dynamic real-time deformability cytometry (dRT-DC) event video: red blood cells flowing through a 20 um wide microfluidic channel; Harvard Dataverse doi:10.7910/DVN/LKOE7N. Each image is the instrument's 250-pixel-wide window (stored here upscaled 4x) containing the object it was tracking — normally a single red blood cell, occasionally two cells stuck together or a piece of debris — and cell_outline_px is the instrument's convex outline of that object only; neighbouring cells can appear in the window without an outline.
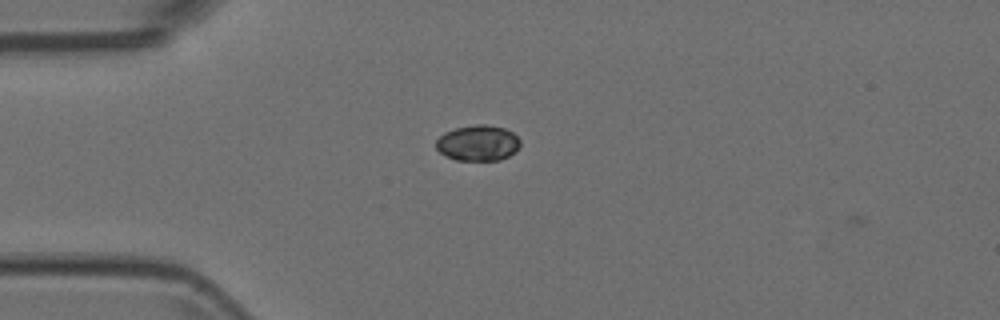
{"species": "Egyptian fruit bat (a non-hibernating species)", "species_latin": "Rousettus aegyptiacus", "temperature_condition": "room temperature", "stored_images_in_passage": 3, "camera_frame_rate_fps": 3000, "um_per_image_px": 0.085, "animal": {"sex": "female"}, "frame": {"image": 1, "passage_image": 1, "time_ms": 0.0, "image_size_px": [1000, 320], "cell_outline_px": [[520, 148], [516, 152], [500, 160], [456, 160], [444, 156], [436, 148], [436, 140], [444, 132], [456, 128], [476, 124], [484, 124], [504, 128], [512, 132], [520, 140]], "centroid_in_image_um": [40.63, 12.16], "position_along_channel_um": 44.4, "area_um2": 17.63}}
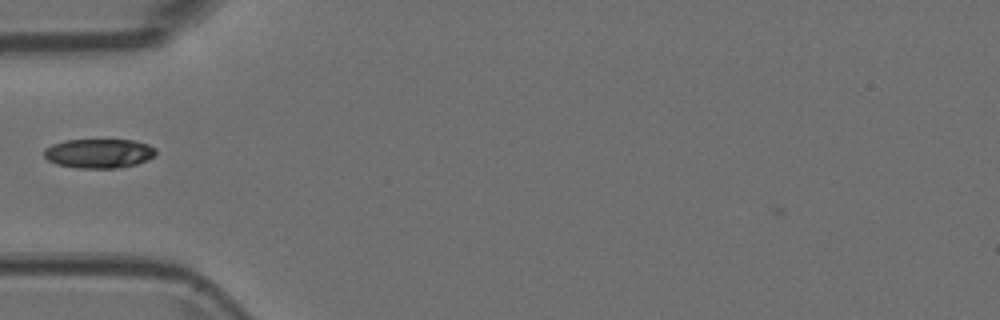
{"frame": {"image": 2, "passage_image": 2, "time_ms": 0.333, "image_size_px": [1000, 320], "cell_outline_px": [[156, 152], [148, 160], [136, 164], [116, 168], [76, 168], [56, 164], [48, 160], [44, 156], [44, 148], [52, 144], [64, 140], [136, 140], [148, 144], [156, 148]], "centroid_in_image_um": [8.39, 13.03], "position_along_channel_um": 76.6, "area_um2": 19.19}}
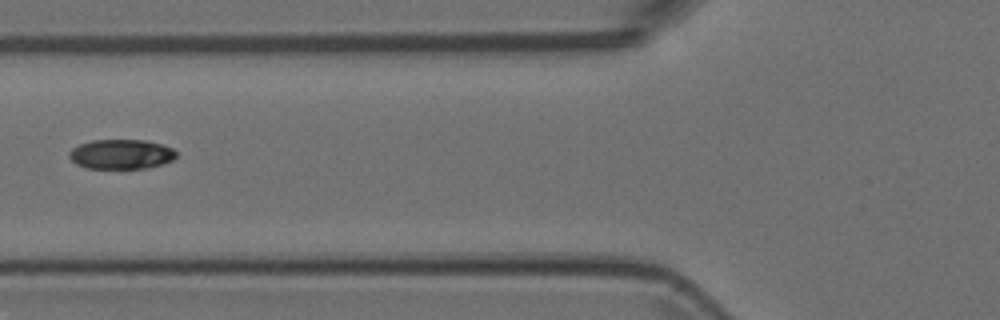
{"frame": {"image": 3, "passage_image": 3, "time_ms": 0.667, "image_size_px": [1000, 320], "cell_outline_px": [[176, 156], [172, 160], [148, 168], [84, 168], [76, 164], [68, 156], [68, 152], [72, 148], [80, 144], [92, 140], [148, 140], [164, 144], [172, 148], [176, 152]], "centroid_in_image_um": [10.29, 13.1], "position_along_channel_um": 115.5, "area_um2": 18.61}}